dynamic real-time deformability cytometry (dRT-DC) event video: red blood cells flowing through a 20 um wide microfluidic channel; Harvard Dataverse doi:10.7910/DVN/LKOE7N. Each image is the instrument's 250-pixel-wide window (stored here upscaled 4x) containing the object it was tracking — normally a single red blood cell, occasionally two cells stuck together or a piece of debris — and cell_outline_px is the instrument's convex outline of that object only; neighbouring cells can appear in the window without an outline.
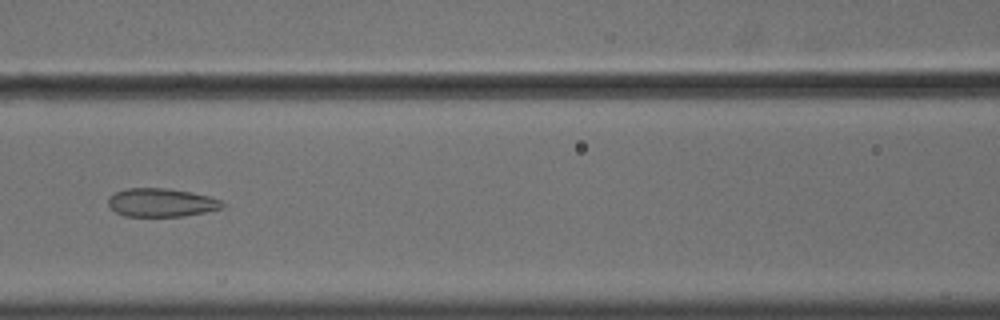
{"species": "common noctule bat (a hibernating species)", "species_latin": "Nyctalus noctula", "temperature_condition": "cold", "stored_images_in_passage": 41, "camera_frame_rate_fps": 3000, "um_per_image_px": 0.085, "animal": {"sex": "male", "body_mass_g": 18.8}, "frame": {"image": 1, "passage_image": 10, "time_ms": 3.0, "image_size_px": [1000, 320], "cell_outline_px": [[224, 208], [184, 216], [124, 216], [116, 212], [108, 204], [108, 196], [116, 192], [128, 188], [168, 188], [192, 192], [224, 200]], "centroid_in_image_um": [13.74, 17.21], "position_along_channel_um": 152.9, "area_um2": 19.02}}
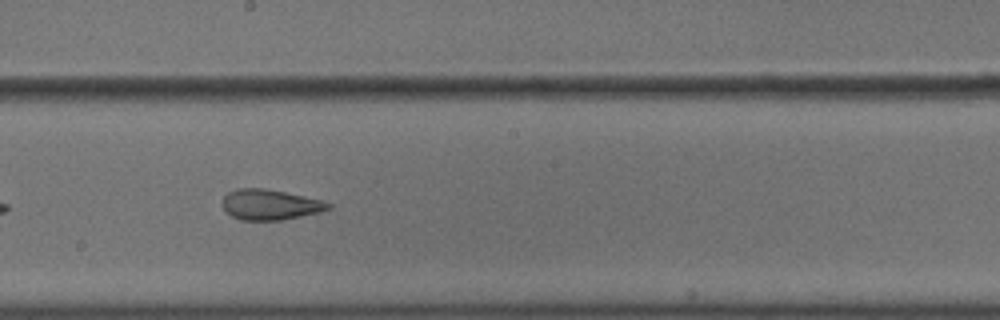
{"frame": {"image": 2, "passage_image": 16, "time_ms": 5.0, "image_size_px": [1000, 320], "cell_outline_px": [[332, 208], [320, 212], [280, 220], [240, 220], [232, 216], [224, 208], [224, 196], [228, 192], [236, 188], [264, 188], [304, 196], [320, 200], [332, 204]], "centroid_in_image_um": [22.96, 17.39], "position_along_channel_um": 225.2, "area_um2": 18.55}}
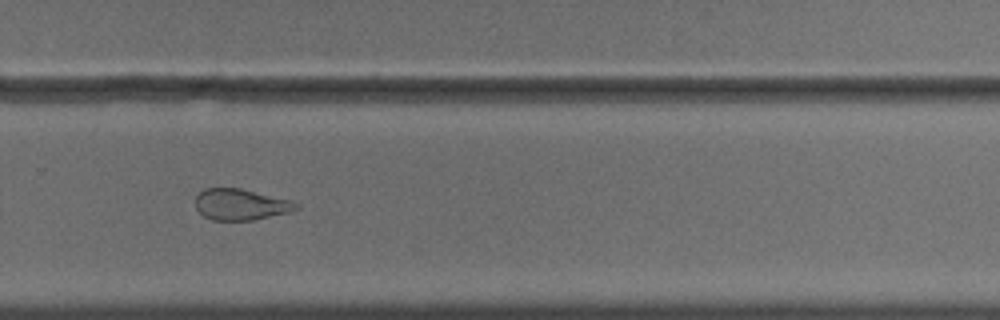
{"frame": {"image": 3, "passage_image": 23, "time_ms": 7.333, "image_size_px": [1000, 320], "cell_outline_px": [[300, 208], [292, 212], [252, 220], [212, 220], [204, 216], [196, 208], [196, 196], [204, 188], [240, 188], [292, 200], [300, 204]], "centroid_in_image_um": [20.51, 17.38], "position_along_channel_um": 309.3, "area_um2": 18.44}}